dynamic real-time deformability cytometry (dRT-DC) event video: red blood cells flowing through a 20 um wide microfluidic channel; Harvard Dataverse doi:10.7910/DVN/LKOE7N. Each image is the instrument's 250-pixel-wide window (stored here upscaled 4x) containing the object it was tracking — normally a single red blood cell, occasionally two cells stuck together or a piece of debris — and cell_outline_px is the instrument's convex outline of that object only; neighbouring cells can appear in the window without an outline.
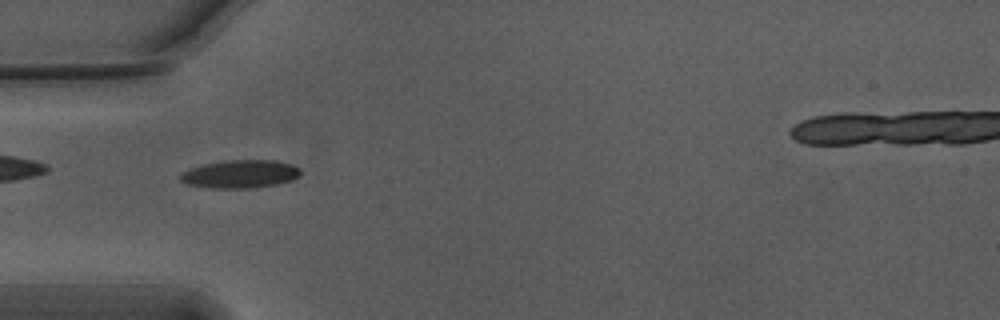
{"species": "Egyptian fruit bat (a non-hibernating species)", "species_latin": "Rousettus aegyptiacus", "temperature_condition": "warm", "stored_images_in_passage": 21, "camera_frame_rate_fps": 3000, "um_per_image_px": 0.085, "animal": {"sex": "male"}, "frame": {"image": 1, "passage_image": 1, "time_ms": 0.0, "image_size_px": [1000, 320], "cell_outline_px": [[300, 176], [292, 180], [276, 184], [252, 188], [208, 188], [188, 184], [180, 180], [180, 176], [184, 172], [192, 168], [204, 164], [224, 160], [276, 160], [292, 164], [300, 168]], "centroid_in_image_um": [20.46, 14.79], "position_along_channel_um": 64.5, "area_um2": 19.65}}
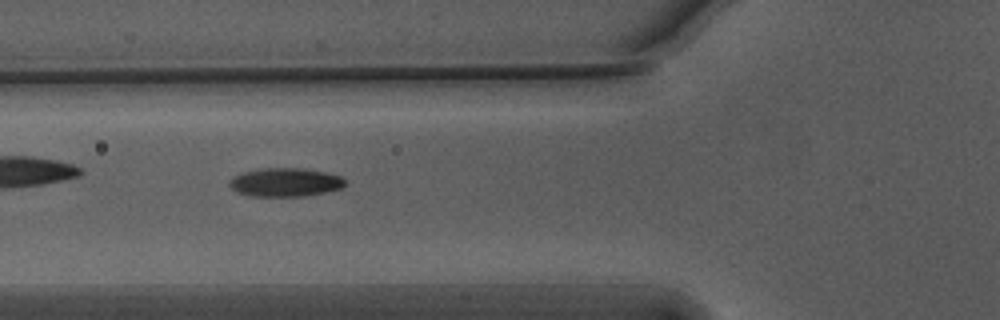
{"frame": {"image": 2, "passage_image": 4, "time_ms": 1.0, "image_size_px": [1000, 320], "cell_outline_px": [[348, 184], [340, 188], [324, 192], [304, 196], [252, 196], [236, 192], [228, 184], [228, 180], [232, 176], [240, 172], [264, 168], [304, 168], [324, 172], [340, 176], [348, 180]], "centroid_in_image_um": [24.23, 15.48], "position_along_channel_um": 101.6, "area_um2": 19.48}}
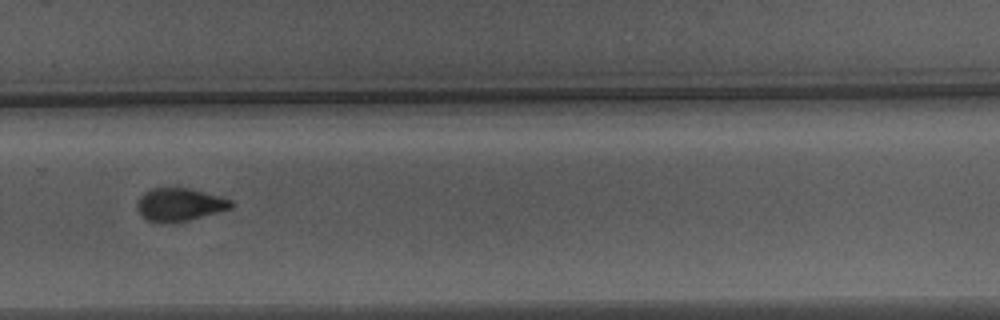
{"frame": {"image": 3, "passage_image": 21, "time_ms": 6.667, "image_size_px": [1000, 320], "cell_outline_px": [[236, 204], [232, 208], [188, 220], [172, 224], [160, 224], [148, 220], [140, 216], [136, 208], [136, 204], [140, 196], [144, 192], [152, 188], [184, 188], [232, 200]], "centroid_in_image_um": [15.2, 17.43], "position_along_channel_um": 314.6, "area_um2": 18.09}}